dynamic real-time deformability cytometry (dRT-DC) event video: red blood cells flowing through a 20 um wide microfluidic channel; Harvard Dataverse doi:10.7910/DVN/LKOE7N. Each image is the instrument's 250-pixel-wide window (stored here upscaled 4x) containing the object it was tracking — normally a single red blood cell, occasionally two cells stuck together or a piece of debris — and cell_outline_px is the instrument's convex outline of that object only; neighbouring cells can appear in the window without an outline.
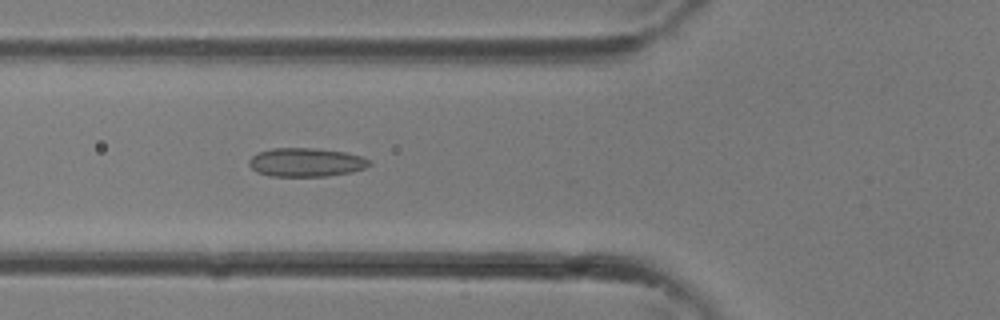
{"species": "common noctule bat (a hibernating species)", "species_latin": "Nyctalus noctula", "temperature_condition": "room temperature", "stored_images_in_passage": 10, "camera_frame_rate_fps": 3000, "um_per_image_px": 0.085, "animal": {"sex": "female"}, "frame": {"image": 1, "passage_image": 10, "time_ms": 3.0, "image_size_px": [1000, 320], "cell_outline_px": [[372, 164], [364, 168], [352, 172], [328, 176], [268, 176], [256, 172], [248, 164], [248, 160], [256, 152], [272, 148], [312, 148], [344, 152], [360, 156], [368, 160]], "centroid_in_image_um": [25.96, 13.8], "position_along_channel_um": 99.8, "area_um2": 20.17}}